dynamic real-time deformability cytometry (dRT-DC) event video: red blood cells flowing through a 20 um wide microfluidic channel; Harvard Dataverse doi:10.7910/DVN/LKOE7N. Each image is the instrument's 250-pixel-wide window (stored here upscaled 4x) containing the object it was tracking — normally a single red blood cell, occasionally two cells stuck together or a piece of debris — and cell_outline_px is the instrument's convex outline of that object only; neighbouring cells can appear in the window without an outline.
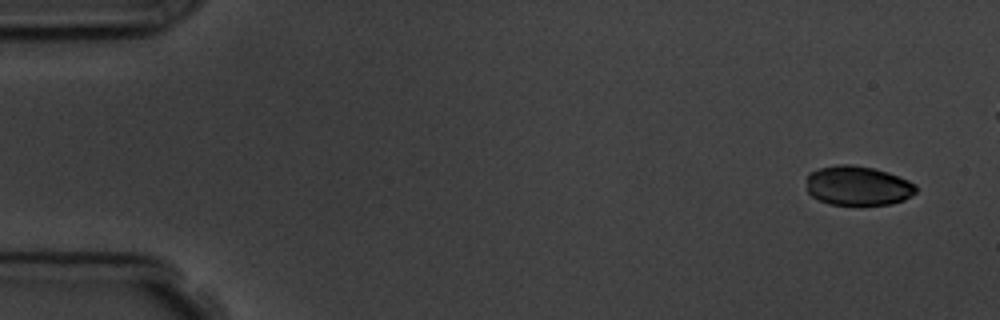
{"species": "common noctule bat (a hibernating species)", "species_latin": "Nyctalus noctula", "temperature_condition": "room temperature", "stored_images_in_passage": 5, "camera_frame_rate_fps": 3000, "um_per_image_px": 0.085, "animal": {"sex": "male", "body_mass_g": 19.5, "forearm_length_mm": 54.6}, "frame": {"image": 1, "passage_image": 1, "time_ms": 0.0, "image_size_px": [1000, 320], "cell_outline_px": [[916, 192], [904, 200], [892, 204], [828, 204], [812, 196], [808, 192], [808, 172], [820, 168], [836, 164], [852, 164], [872, 168], [888, 172], [908, 180], [916, 184]], "centroid_in_image_um": [72.93, 15.77], "position_along_channel_um": 12.1, "area_um2": 25.09}}